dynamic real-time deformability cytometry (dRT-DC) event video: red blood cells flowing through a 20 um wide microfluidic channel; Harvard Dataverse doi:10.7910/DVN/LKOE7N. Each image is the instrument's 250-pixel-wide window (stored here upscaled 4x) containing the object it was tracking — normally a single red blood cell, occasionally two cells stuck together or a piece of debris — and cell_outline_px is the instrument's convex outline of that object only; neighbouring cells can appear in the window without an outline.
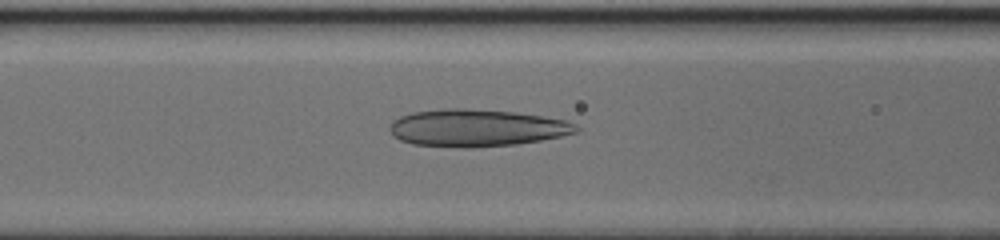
{"species": "human", "species_latin": "Homo sapiens", "temperature_condition": "cold", "stored_images_in_passage": 50, "camera_frame_rate_fps": 3000, "um_per_image_px": 0.085, "donor": {"sex": "female"}, "frame": {"image": 1, "passage_image": 21, "time_ms": 6.667, "image_size_px": [1000, 240], "cell_outline_px": [[580, 132], [540, 140], [516, 144], [468, 148], [460, 148], [412, 144], [400, 140], [392, 136], [388, 128], [392, 120], [400, 116], [412, 112], [448, 108], [460, 108], [516, 112], [564, 120], [576, 124], [580, 128]], "centroid_in_image_um": [40.47, 10.88], "position_along_channel_um": 126.1, "area_um2": 40.63}}
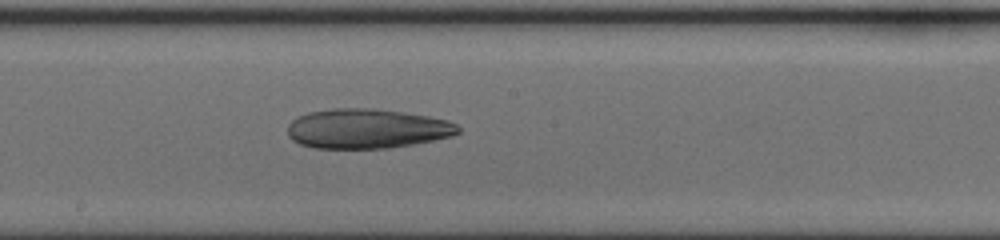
{"frame": {"image": 2, "passage_image": 28, "time_ms": 9.0, "image_size_px": [1000, 240], "cell_outline_px": [[460, 132], [452, 136], [412, 144], [388, 148], [312, 148], [300, 144], [292, 140], [288, 136], [288, 124], [292, 120], [308, 112], [332, 108], [376, 108], [404, 112], [428, 116], [448, 120], [456, 124], [460, 128]], "centroid_in_image_um": [31.18, 10.93], "position_along_channel_um": 217.0, "area_um2": 39.54}}
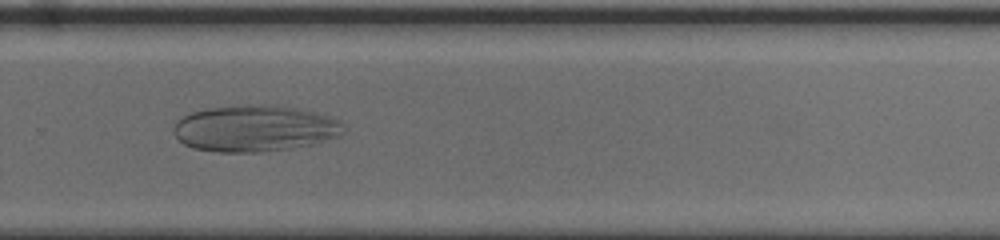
{"frame": {"image": 3, "passage_image": 35, "time_ms": 11.333, "image_size_px": [1000, 240], "cell_outline_px": [[344, 132], [340, 136], [312, 144], [292, 148], [260, 152], [216, 152], [192, 148], [184, 144], [172, 132], [172, 128], [176, 120], [192, 112], [204, 108], [248, 104], [272, 104], [296, 108], [332, 116], [344, 124]], "centroid_in_image_um": [21.65, 10.91], "position_along_channel_um": 308.2, "area_um2": 46.53}}